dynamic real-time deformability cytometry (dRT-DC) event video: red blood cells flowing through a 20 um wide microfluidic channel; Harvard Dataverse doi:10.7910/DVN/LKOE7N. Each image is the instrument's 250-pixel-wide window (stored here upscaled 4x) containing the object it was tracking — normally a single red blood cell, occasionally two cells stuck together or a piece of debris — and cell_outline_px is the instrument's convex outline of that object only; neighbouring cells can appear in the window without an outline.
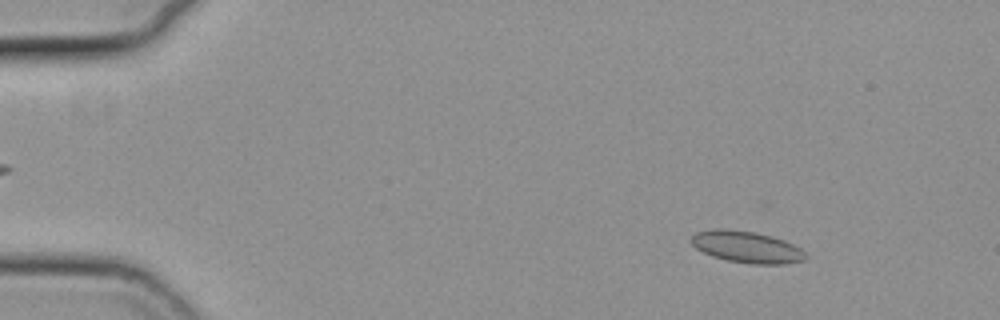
{"species": "common noctule bat (a hibernating species)", "species_latin": "Nyctalus noctula", "temperature_condition": "cold", "stored_images_in_passage": 56, "camera_frame_rate_fps": 3000, "um_per_image_px": 0.085, "animal": {"sex": "female", "body_mass_g": 19.3, "forearm_length_mm": 54.1}, "frame": {"image": 1, "passage_image": 7, "time_ms": 2.0, "image_size_px": [1000, 320], "cell_outline_px": [[808, 256], [804, 260], [784, 264], [752, 264], [728, 260], [712, 256], [696, 248], [688, 240], [696, 232], [720, 228], [724, 228], [752, 232], [772, 236], [784, 240], [800, 248]], "centroid_in_image_um": [63.46, 20.99], "position_along_channel_um": 21.5, "area_um2": 20.98}}
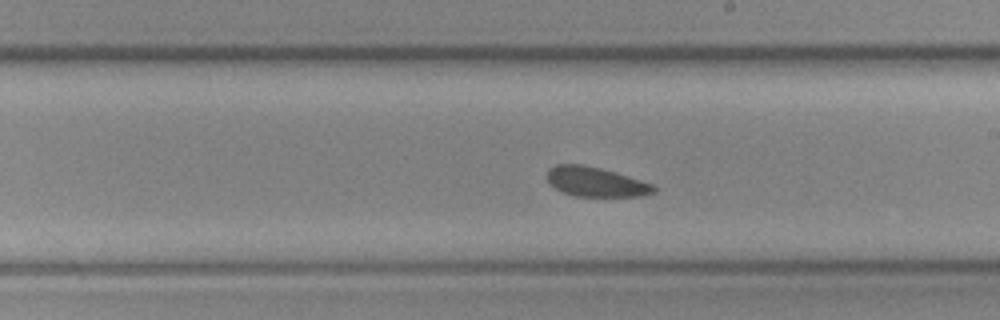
{"frame": {"image": 2, "passage_image": 33, "time_ms": 10.667, "image_size_px": [1000, 320], "cell_outline_px": [[656, 192], [644, 196], [572, 196], [556, 188], [548, 180], [548, 168], [556, 164], [580, 164], [600, 168], [640, 180], [652, 184], [656, 188]], "centroid_in_image_um": [50.64, 15.46], "position_along_channel_um": 238.4, "area_um2": 18.15}}
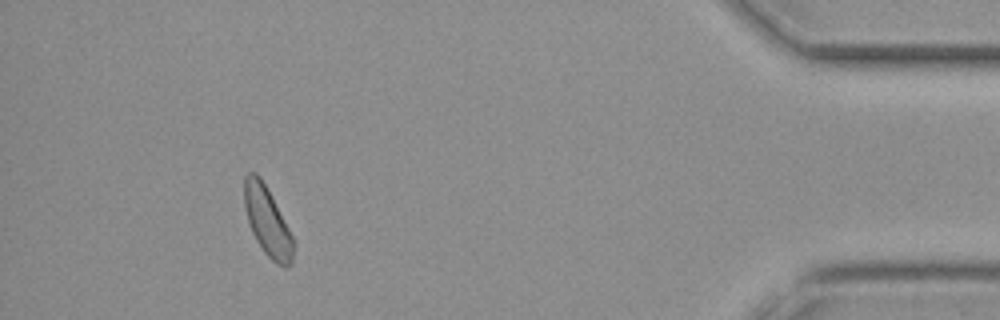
{"frame": {"image": 3, "passage_image": 52, "time_ms": 17.0, "image_size_px": [1000, 320], "cell_outline_px": [[296, 244], [292, 264], [288, 268], [284, 268], [276, 264], [264, 252], [256, 240], [252, 232], [248, 220], [244, 204], [244, 176], [248, 172], [256, 172], [260, 176], [288, 228]], "centroid_in_image_um": [22.74, 18.87], "position_along_channel_um": 412.5, "area_um2": 19.71}, "authors_computed_cell_mechanics": {"area_um2": 19.8832, "velocity_mm_per_s": 3.6851, "shape_relaxation_time_tau1_ms": null, "shape_relaxation_time_tau2_ms": 5.6261, "deformation_change_tau1": null, "deformation_change_tau2": 0.0931}}